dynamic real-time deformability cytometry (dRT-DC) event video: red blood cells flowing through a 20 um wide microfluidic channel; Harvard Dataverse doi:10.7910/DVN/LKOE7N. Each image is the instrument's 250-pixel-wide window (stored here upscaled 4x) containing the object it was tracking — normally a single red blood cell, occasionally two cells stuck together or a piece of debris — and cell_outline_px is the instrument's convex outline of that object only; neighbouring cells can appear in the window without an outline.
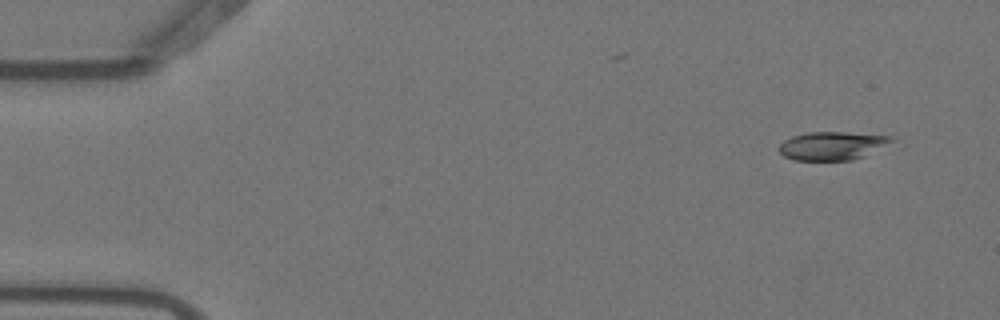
{"species": "Egyptian fruit bat (a non-hibernating species)", "species_latin": "Rousettus aegyptiacus", "temperature_condition": "warm", "stored_images_in_passage": 2, "camera_frame_rate_fps": 3000, "um_per_image_px": 0.085, "animal": {"sex": "female"}, "frame": {"image": 1, "passage_image": 2, "time_ms": 0.333, "image_size_px": [1000, 320], "cell_outline_px": [[896, 140], [864, 156], [852, 160], [792, 160], [784, 156], [780, 152], [780, 144], [784, 140], [792, 136], [808, 132], [844, 132], [892, 136]], "centroid_in_image_um": [70.74, 12.39], "position_along_channel_um": 14.3, "area_um2": 18.5}}